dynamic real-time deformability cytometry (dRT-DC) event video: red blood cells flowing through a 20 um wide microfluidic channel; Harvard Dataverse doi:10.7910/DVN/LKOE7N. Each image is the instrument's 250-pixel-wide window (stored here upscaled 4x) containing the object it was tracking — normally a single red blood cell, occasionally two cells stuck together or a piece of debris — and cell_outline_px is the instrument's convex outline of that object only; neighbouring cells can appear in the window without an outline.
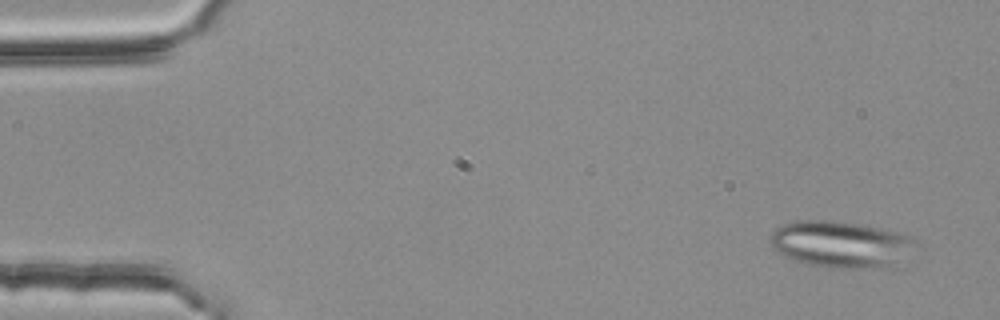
{"species": "common noctule bat (a hibernating species)", "species_latin": "Nyctalus noctula", "temperature_condition": "room temperature", "stored_images_in_passage": 4, "camera_frame_rate_fps": 3000, "um_per_image_px": 0.085, "animal": {"sex": "female", "body_mass_g": 25.1}, "frame": {"image": 1, "passage_image": 1, "time_ms": 0.0, "image_size_px": [1000, 320], "cell_outline_px": [[912, 240], [888, 264], [856, 268], [836, 268], [808, 264], [784, 256], [772, 248], [772, 232], [776, 228], [784, 224], [800, 220], [832, 220], [904, 232]], "centroid_in_image_um": [71.24, 20.71], "position_along_channel_um": 13.8, "area_um2": 37.22}}